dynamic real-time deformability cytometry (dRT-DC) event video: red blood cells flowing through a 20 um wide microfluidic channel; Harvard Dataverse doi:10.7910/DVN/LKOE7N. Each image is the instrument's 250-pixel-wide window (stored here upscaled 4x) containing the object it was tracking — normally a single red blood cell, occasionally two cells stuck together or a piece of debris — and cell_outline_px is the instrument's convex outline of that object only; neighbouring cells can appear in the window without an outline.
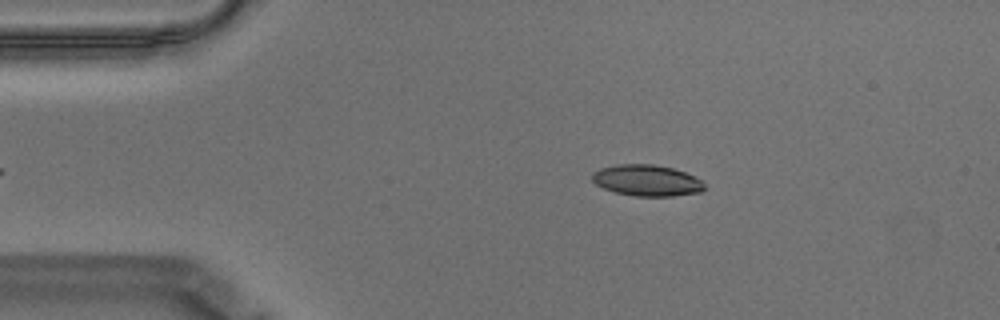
{"species": "Egyptian fruit bat (a non-hibernating species)", "species_latin": "Rousettus aegyptiacus", "temperature_condition": "warm", "stored_images_in_passage": 22, "camera_frame_rate_fps": 3000, "um_per_image_px": 0.085, "animal": {"sex": "male"}, "frame": {"image": 1, "passage_image": 4, "time_ms": 1.0, "image_size_px": [1000, 320], "cell_outline_px": [[708, 188], [700, 192], [672, 196], [636, 196], [616, 192], [604, 188], [596, 184], [592, 180], [592, 172], [600, 168], [616, 164], [652, 164], [672, 168], [696, 176], [704, 180]], "centroid_in_image_um": [55.03, 15.33], "position_along_channel_um": 30.0, "area_um2": 20.63}}
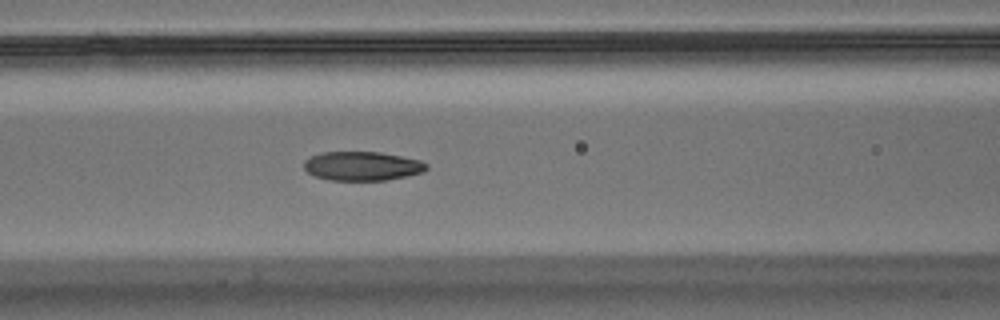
{"frame": {"image": 2, "passage_image": 17, "time_ms": 5.333, "image_size_px": [1000, 320], "cell_outline_px": [[428, 168], [424, 172], [408, 176], [384, 180], [328, 180], [316, 176], [308, 172], [304, 168], [304, 160], [320, 152], [380, 152], [420, 160], [428, 164]], "centroid_in_image_um": [30.8, 14.11], "position_along_channel_um": 135.8, "area_um2": 20.75}}
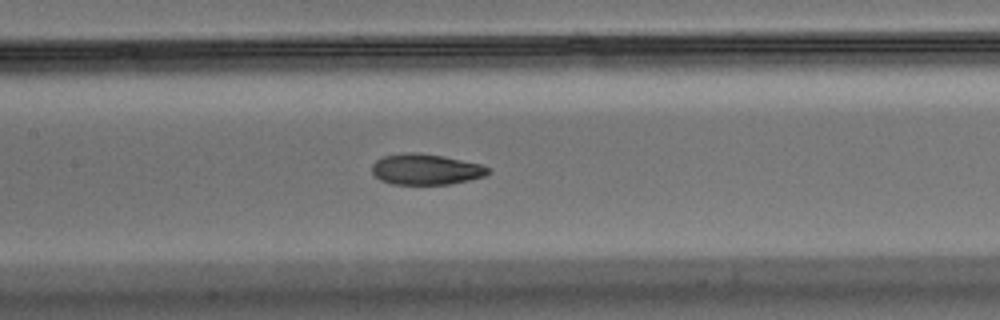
{"frame": {"image": 3, "passage_image": 20, "time_ms": 6.333, "image_size_px": [1000, 320], "cell_outline_px": [[492, 172], [484, 176], [468, 180], [448, 184], [392, 184], [380, 180], [372, 172], [372, 164], [376, 160], [384, 156], [400, 152], [420, 152], [444, 156], [480, 164], [488, 168]], "centroid_in_image_um": [36.17, 14.38], "position_along_channel_um": 171.2, "area_um2": 20.92}}